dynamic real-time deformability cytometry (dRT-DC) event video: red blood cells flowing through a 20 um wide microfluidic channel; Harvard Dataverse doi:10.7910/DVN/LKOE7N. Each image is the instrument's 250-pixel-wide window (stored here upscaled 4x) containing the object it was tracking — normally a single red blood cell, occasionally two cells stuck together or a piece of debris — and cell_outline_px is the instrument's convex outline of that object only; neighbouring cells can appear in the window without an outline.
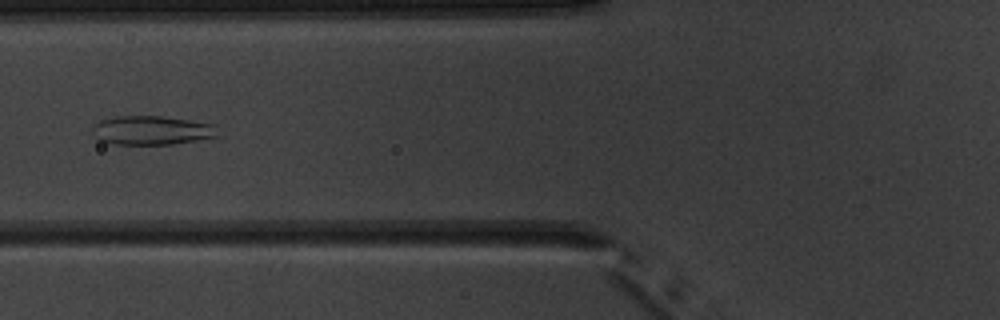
{"species": "common noctule bat (a hibernating species)", "species_latin": "Nyctalus noctula", "temperature_condition": "warm", "stored_images_in_passage": 6, "camera_frame_rate_fps": 3000, "um_per_image_px": 0.085, "animal": {"sex": "male", "body_mass_g": 20.1, "forearm_length_mm": 53.5}, "frame": {"image": 1, "passage_image": 6, "time_ms": 6.0, "image_size_px": [1000, 320], "cell_outline_px": [[220, 136], [172, 144], [116, 144], [100, 140], [92, 132], [92, 128], [100, 120], [116, 116], [164, 116], [216, 124]], "centroid_in_image_um": [12.95, 11.07], "position_along_channel_um": 112.8, "area_um2": 21.21}}